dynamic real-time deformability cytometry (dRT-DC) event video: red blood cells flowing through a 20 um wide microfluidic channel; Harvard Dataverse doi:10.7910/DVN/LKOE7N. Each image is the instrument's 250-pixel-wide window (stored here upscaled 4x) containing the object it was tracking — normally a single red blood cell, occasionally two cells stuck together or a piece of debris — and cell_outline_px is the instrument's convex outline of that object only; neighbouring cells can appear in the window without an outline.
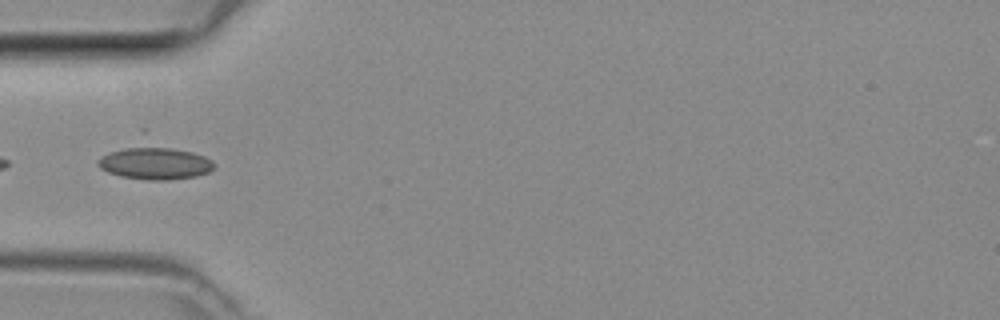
{"species": "common noctule bat (a hibernating species)", "species_latin": "Nyctalus noctula", "temperature_condition": "room temperature", "stored_images_in_passage": 6, "camera_frame_rate_fps": 3000, "um_per_image_px": 0.085, "animal": {"sex": "female", "body_mass_g": 29.2, "forearm_length_mm": 56.3}, "frame": {"image": 1, "passage_image": 4, "time_ms": 1.0, "image_size_px": [1000, 320], "cell_outline_px": [[216, 168], [208, 172], [196, 176], [168, 180], [148, 180], [120, 176], [108, 172], [100, 168], [96, 164], [100, 156], [124, 148], [140, 144], [144, 144], [172, 148], [192, 152], [204, 156], [212, 160], [216, 164]], "centroid_in_image_um": [13.18, 13.86], "position_along_channel_um": 71.8, "area_um2": 22.25}}
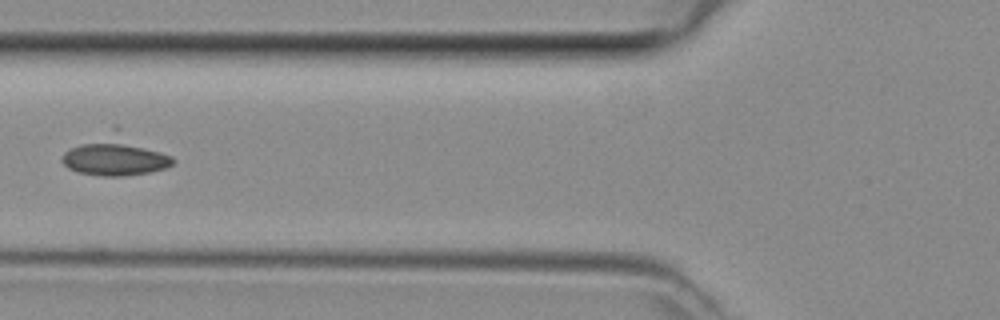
{"frame": {"image": 2, "passage_image": 5, "time_ms": 1.333, "image_size_px": [1000, 320], "cell_outline_px": [[176, 160], [172, 164], [164, 168], [148, 172], [120, 176], [100, 176], [76, 172], [68, 168], [60, 160], [64, 152], [112, 124], [116, 124], [172, 156]], "centroid_in_image_um": [9.81, 13.14], "position_along_channel_um": 116.0, "area_um2": 26.88}}
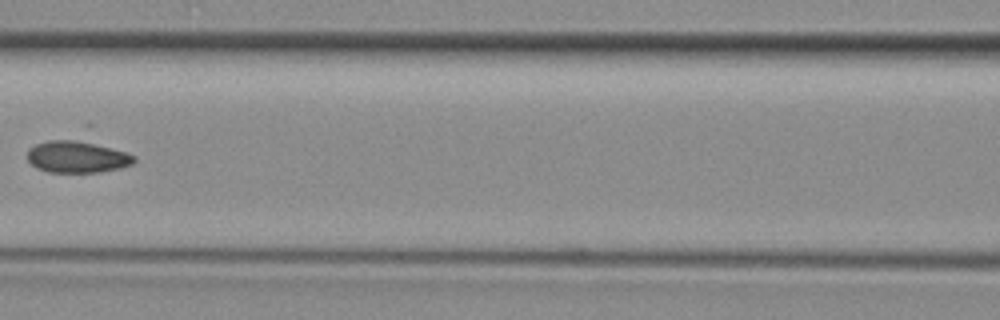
{"frame": {"image": 3, "passage_image": 6, "time_ms": 1.667, "image_size_px": [1000, 320], "cell_outline_px": [[136, 160], [132, 164], [120, 168], [100, 172], [48, 172], [36, 168], [28, 160], [28, 152], [36, 144], [48, 140], [84, 140], [112, 148], [136, 156]], "centroid_in_image_um": [6.57, 13.33], "position_along_channel_um": 160.0, "area_um2": 19.71}}